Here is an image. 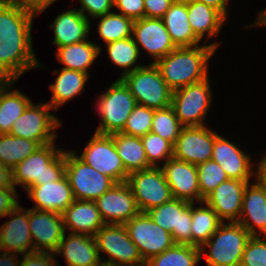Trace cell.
<instances>
[{"mask_svg": "<svg viewBox=\"0 0 266 266\" xmlns=\"http://www.w3.org/2000/svg\"><path fill=\"white\" fill-rule=\"evenodd\" d=\"M36 15L15 0L0 2V73L11 80L43 67L32 47L31 29Z\"/></svg>", "mask_w": 266, "mask_h": 266, "instance_id": "obj_1", "label": "cell"}, {"mask_svg": "<svg viewBox=\"0 0 266 266\" xmlns=\"http://www.w3.org/2000/svg\"><path fill=\"white\" fill-rule=\"evenodd\" d=\"M176 47L172 52L154 63L168 87L175 91L190 84L201 82L209 77L210 58L213 57L219 42Z\"/></svg>", "mask_w": 266, "mask_h": 266, "instance_id": "obj_2", "label": "cell"}, {"mask_svg": "<svg viewBox=\"0 0 266 266\" xmlns=\"http://www.w3.org/2000/svg\"><path fill=\"white\" fill-rule=\"evenodd\" d=\"M55 142L41 145L24 161L11 169L12 183L27 190L32 184L58 181L65 175L66 151Z\"/></svg>", "mask_w": 266, "mask_h": 266, "instance_id": "obj_3", "label": "cell"}, {"mask_svg": "<svg viewBox=\"0 0 266 266\" xmlns=\"http://www.w3.org/2000/svg\"><path fill=\"white\" fill-rule=\"evenodd\" d=\"M250 238V233L238 222H223L200 247V255L206 257V266L240 265L243 251ZM206 247L209 248L208 253L205 251Z\"/></svg>", "mask_w": 266, "mask_h": 266, "instance_id": "obj_4", "label": "cell"}, {"mask_svg": "<svg viewBox=\"0 0 266 266\" xmlns=\"http://www.w3.org/2000/svg\"><path fill=\"white\" fill-rule=\"evenodd\" d=\"M129 88L138 105L163 109L171 105L172 90L162 79L154 63L127 73L120 78Z\"/></svg>", "mask_w": 266, "mask_h": 266, "instance_id": "obj_5", "label": "cell"}, {"mask_svg": "<svg viewBox=\"0 0 266 266\" xmlns=\"http://www.w3.org/2000/svg\"><path fill=\"white\" fill-rule=\"evenodd\" d=\"M96 105L101 122L95 132L111 135L123 130L137 103L129 88L118 78L99 96Z\"/></svg>", "mask_w": 266, "mask_h": 266, "instance_id": "obj_6", "label": "cell"}, {"mask_svg": "<svg viewBox=\"0 0 266 266\" xmlns=\"http://www.w3.org/2000/svg\"><path fill=\"white\" fill-rule=\"evenodd\" d=\"M209 77L172 91L171 106L183 126H204L212 103Z\"/></svg>", "mask_w": 266, "mask_h": 266, "instance_id": "obj_7", "label": "cell"}, {"mask_svg": "<svg viewBox=\"0 0 266 266\" xmlns=\"http://www.w3.org/2000/svg\"><path fill=\"white\" fill-rule=\"evenodd\" d=\"M97 249L108 255L102 263L115 266H145L138 248L130 239L124 225L105 224L94 236Z\"/></svg>", "mask_w": 266, "mask_h": 266, "instance_id": "obj_8", "label": "cell"}, {"mask_svg": "<svg viewBox=\"0 0 266 266\" xmlns=\"http://www.w3.org/2000/svg\"><path fill=\"white\" fill-rule=\"evenodd\" d=\"M65 175L76 200L95 201L116 182L80 160L76 152L66 151Z\"/></svg>", "mask_w": 266, "mask_h": 266, "instance_id": "obj_9", "label": "cell"}, {"mask_svg": "<svg viewBox=\"0 0 266 266\" xmlns=\"http://www.w3.org/2000/svg\"><path fill=\"white\" fill-rule=\"evenodd\" d=\"M48 103H31L13 124L10 135L36 141L40 146L55 142L61 121L50 113Z\"/></svg>", "mask_w": 266, "mask_h": 266, "instance_id": "obj_10", "label": "cell"}, {"mask_svg": "<svg viewBox=\"0 0 266 266\" xmlns=\"http://www.w3.org/2000/svg\"><path fill=\"white\" fill-rule=\"evenodd\" d=\"M140 212L170 201L173 196L160 166L132 172L126 180Z\"/></svg>", "mask_w": 266, "mask_h": 266, "instance_id": "obj_11", "label": "cell"}, {"mask_svg": "<svg viewBox=\"0 0 266 266\" xmlns=\"http://www.w3.org/2000/svg\"><path fill=\"white\" fill-rule=\"evenodd\" d=\"M77 157L96 171L109 176L116 183L125 182L129 173L125 170L111 135L95 132Z\"/></svg>", "mask_w": 266, "mask_h": 266, "instance_id": "obj_12", "label": "cell"}, {"mask_svg": "<svg viewBox=\"0 0 266 266\" xmlns=\"http://www.w3.org/2000/svg\"><path fill=\"white\" fill-rule=\"evenodd\" d=\"M124 227L145 262L175 244L171 233L155 224L145 212H139Z\"/></svg>", "mask_w": 266, "mask_h": 266, "instance_id": "obj_13", "label": "cell"}, {"mask_svg": "<svg viewBox=\"0 0 266 266\" xmlns=\"http://www.w3.org/2000/svg\"><path fill=\"white\" fill-rule=\"evenodd\" d=\"M164 230L171 233L175 244L192 245V203L172 198L146 212Z\"/></svg>", "mask_w": 266, "mask_h": 266, "instance_id": "obj_14", "label": "cell"}, {"mask_svg": "<svg viewBox=\"0 0 266 266\" xmlns=\"http://www.w3.org/2000/svg\"><path fill=\"white\" fill-rule=\"evenodd\" d=\"M219 134L207 126H183L173 145V157L193 165L211 160L215 138Z\"/></svg>", "mask_w": 266, "mask_h": 266, "instance_id": "obj_15", "label": "cell"}, {"mask_svg": "<svg viewBox=\"0 0 266 266\" xmlns=\"http://www.w3.org/2000/svg\"><path fill=\"white\" fill-rule=\"evenodd\" d=\"M95 203L105 224L124 225L140 212L126 181L114 184Z\"/></svg>", "mask_w": 266, "mask_h": 266, "instance_id": "obj_16", "label": "cell"}, {"mask_svg": "<svg viewBox=\"0 0 266 266\" xmlns=\"http://www.w3.org/2000/svg\"><path fill=\"white\" fill-rule=\"evenodd\" d=\"M28 218L34 252L54 254L65 233L62 214L31 208Z\"/></svg>", "mask_w": 266, "mask_h": 266, "instance_id": "obj_17", "label": "cell"}, {"mask_svg": "<svg viewBox=\"0 0 266 266\" xmlns=\"http://www.w3.org/2000/svg\"><path fill=\"white\" fill-rule=\"evenodd\" d=\"M132 37L139 50L144 49L155 59L152 63H156L176 48L161 18L144 17L135 20Z\"/></svg>", "mask_w": 266, "mask_h": 266, "instance_id": "obj_18", "label": "cell"}, {"mask_svg": "<svg viewBox=\"0 0 266 266\" xmlns=\"http://www.w3.org/2000/svg\"><path fill=\"white\" fill-rule=\"evenodd\" d=\"M173 198L201 203L197 166L171 157L161 167Z\"/></svg>", "mask_w": 266, "mask_h": 266, "instance_id": "obj_19", "label": "cell"}, {"mask_svg": "<svg viewBox=\"0 0 266 266\" xmlns=\"http://www.w3.org/2000/svg\"><path fill=\"white\" fill-rule=\"evenodd\" d=\"M248 182L250 181L228 179L210 192L203 202L208 204L217 213L222 222H238L244 191Z\"/></svg>", "mask_w": 266, "mask_h": 266, "instance_id": "obj_20", "label": "cell"}, {"mask_svg": "<svg viewBox=\"0 0 266 266\" xmlns=\"http://www.w3.org/2000/svg\"><path fill=\"white\" fill-rule=\"evenodd\" d=\"M27 191L29 199L35 202L36 210L62 214L75 200L66 175L54 182L32 184Z\"/></svg>", "mask_w": 266, "mask_h": 266, "instance_id": "obj_21", "label": "cell"}, {"mask_svg": "<svg viewBox=\"0 0 266 266\" xmlns=\"http://www.w3.org/2000/svg\"><path fill=\"white\" fill-rule=\"evenodd\" d=\"M9 215L11 220L0 226V250L22 255L34 253L28 209L18 204Z\"/></svg>", "mask_w": 266, "mask_h": 266, "instance_id": "obj_22", "label": "cell"}, {"mask_svg": "<svg viewBox=\"0 0 266 266\" xmlns=\"http://www.w3.org/2000/svg\"><path fill=\"white\" fill-rule=\"evenodd\" d=\"M211 159L222 167L229 179L250 181L251 177L255 178L250 155L221 135L215 138Z\"/></svg>", "mask_w": 266, "mask_h": 266, "instance_id": "obj_23", "label": "cell"}, {"mask_svg": "<svg viewBox=\"0 0 266 266\" xmlns=\"http://www.w3.org/2000/svg\"><path fill=\"white\" fill-rule=\"evenodd\" d=\"M250 184L248 182L244 191L238 223L251 236H260L259 234L262 233L261 235L266 237V191L257 179Z\"/></svg>", "mask_w": 266, "mask_h": 266, "instance_id": "obj_24", "label": "cell"}, {"mask_svg": "<svg viewBox=\"0 0 266 266\" xmlns=\"http://www.w3.org/2000/svg\"><path fill=\"white\" fill-rule=\"evenodd\" d=\"M64 233L55 255H61L67 266H98L102 263L96 240L93 236L79 233Z\"/></svg>", "mask_w": 266, "mask_h": 266, "instance_id": "obj_25", "label": "cell"}, {"mask_svg": "<svg viewBox=\"0 0 266 266\" xmlns=\"http://www.w3.org/2000/svg\"><path fill=\"white\" fill-rule=\"evenodd\" d=\"M62 219L65 232L68 228L70 233L86 234L93 237L105 225L95 201L92 200L75 199L62 213Z\"/></svg>", "mask_w": 266, "mask_h": 266, "instance_id": "obj_26", "label": "cell"}, {"mask_svg": "<svg viewBox=\"0 0 266 266\" xmlns=\"http://www.w3.org/2000/svg\"><path fill=\"white\" fill-rule=\"evenodd\" d=\"M90 20L77 9L58 15L50 25L53 29V44L57 48L87 40L91 30Z\"/></svg>", "mask_w": 266, "mask_h": 266, "instance_id": "obj_27", "label": "cell"}, {"mask_svg": "<svg viewBox=\"0 0 266 266\" xmlns=\"http://www.w3.org/2000/svg\"><path fill=\"white\" fill-rule=\"evenodd\" d=\"M176 47L200 45L188 20L187 2H173L161 18Z\"/></svg>", "mask_w": 266, "mask_h": 266, "instance_id": "obj_28", "label": "cell"}, {"mask_svg": "<svg viewBox=\"0 0 266 266\" xmlns=\"http://www.w3.org/2000/svg\"><path fill=\"white\" fill-rule=\"evenodd\" d=\"M188 20L194 34L202 40L205 33L207 39L220 32L226 19L219 11L203 2L193 0L187 2Z\"/></svg>", "mask_w": 266, "mask_h": 266, "instance_id": "obj_29", "label": "cell"}, {"mask_svg": "<svg viewBox=\"0 0 266 266\" xmlns=\"http://www.w3.org/2000/svg\"><path fill=\"white\" fill-rule=\"evenodd\" d=\"M53 73L58 76L55 83L49 86L52 98L48 104L56 111L61 105L82 93L90 74L65 68Z\"/></svg>", "mask_w": 266, "mask_h": 266, "instance_id": "obj_30", "label": "cell"}, {"mask_svg": "<svg viewBox=\"0 0 266 266\" xmlns=\"http://www.w3.org/2000/svg\"><path fill=\"white\" fill-rule=\"evenodd\" d=\"M101 52V46L88 39L79 43L57 48L56 59L65 69L76 70L89 74V67Z\"/></svg>", "mask_w": 266, "mask_h": 266, "instance_id": "obj_31", "label": "cell"}, {"mask_svg": "<svg viewBox=\"0 0 266 266\" xmlns=\"http://www.w3.org/2000/svg\"><path fill=\"white\" fill-rule=\"evenodd\" d=\"M115 148L125 170L130 174L135 171L152 167L148 161L141 138L119 133L111 134Z\"/></svg>", "mask_w": 266, "mask_h": 266, "instance_id": "obj_32", "label": "cell"}, {"mask_svg": "<svg viewBox=\"0 0 266 266\" xmlns=\"http://www.w3.org/2000/svg\"><path fill=\"white\" fill-rule=\"evenodd\" d=\"M15 80L10 81L0 92V135L9 134L15 121L32 101L19 90H10Z\"/></svg>", "mask_w": 266, "mask_h": 266, "instance_id": "obj_33", "label": "cell"}, {"mask_svg": "<svg viewBox=\"0 0 266 266\" xmlns=\"http://www.w3.org/2000/svg\"><path fill=\"white\" fill-rule=\"evenodd\" d=\"M192 203V245L201 247L223 223L217 213L205 202L204 206L194 207Z\"/></svg>", "mask_w": 266, "mask_h": 266, "instance_id": "obj_34", "label": "cell"}, {"mask_svg": "<svg viewBox=\"0 0 266 266\" xmlns=\"http://www.w3.org/2000/svg\"><path fill=\"white\" fill-rule=\"evenodd\" d=\"M39 147L36 141L2 134L0 135V164L13 169Z\"/></svg>", "mask_w": 266, "mask_h": 266, "instance_id": "obj_35", "label": "cell"}, {"mask_svg": "<svg viewBox=\"0 0 266 266\" xmlns=\"http://www.w3.org/2000/svg\"><path fill=\"white\" fill-rule=\"evenodd\" d=\"M200 247L174 244L159 255L151 257L145 266H196L201 260Z\"/></svg>", "mask_w": 266, "mask_h": 266, "instance_id": "obj_36", "label": "cell"}, {"mask_svg": "<svg viewBox=\"0 0 266 266\" xmlns=\"http://www.w3.org/2000/svg\"><path fill=\"white\" fill-rule=\"evenodd\" d=\"M108 57L111 62L117 65L119 68L125 69L120 78L134 70L142 67L141 64H135L139 60L140 50L135 44L133 37L113 41L106 44ZM135 65V66H134ZM129 68V69H127Z\"/></svg>", "mask_w": 266, "mask_h": 266, "instance_id": "obj_37", "label": "cell"}, {"mask_svg": "<svg viewBox=\"0 0 266 266\" xmlns=\"http://www.w3.org/2000/svg\"><path fill=\"white\" fill-rule=\"evenodd\" d=\"M99 37L107 44L132 37L134 21L114 11L97 17Z\"/></svg>", "mask_w": 266, "mask_h": 266, "instance_id": "obj_38", "label": "cell"}, {"mask_svg": "<svg viewBox=\"0 0 266 266\" xmlns=\"http://www.w3.org/2000/svg\"><path fill=\"white\" fill-rule=\"evenodd\" d=\"M182 128L183 125L178 120L171 105L163 109H154L150 132L158 134L174 145Z\"/></svg>", "mask_w": 266, "mask_h": 266, "instance_id": "obj_39", "label": "cell"}, {"mask_svg": "<svg viewBox=\"0 0 266 266\" xmlns=\"http://www.w3.org/2000/svg\"><path fill=\"white\" fill-rule=\"evenodd\" d=\"M197 170L201 202L220 183L229 179L222 167L212 159L197 165Z\"/></svg>", "mask_w": 266, "mask_h": 266, "instance_id": "obj_40", "label": "cell"}, {"mask_svg": "<svg viewBox=\"0 0 266 266\" xmlns=\"http://www.w3.org/2000/svg\"><path fill=\"white\" fill-rule=\"evenodd\" d=\"M140 138L146 152L147 161L152 167L159 166L157 162L161 159L166 162L173 157V144L158 134L149 132Z\"/></svg>", "mask_w": 266, "mask_h": 266, "instance_id": "obj_41", "label": "cell"}, {"mask_svg": "<svg viewBox=\"0 0 266 266\" xmlns=\"http://www.w3.org/2000/svg\"><path fill=\"white\" fill-rule=\"evenodd\" d=\"M154 109L136 105L121 133L142 137L151 131Z\"/></svg>", "mask_w": 266, "mask_h": 266, "instance_id": "obj_42", "label": "cell"}, {"mask_svg": "<svg viewBox=\"0 0 266 266\" xmlns=\"http://www.w3.org/2000/svg\"><path fill=\"white\" fill-rule=\"evenodd\" d=\"M241 265L266 266V240L260 236H251L243 251Z\"/></svg>", "mask_w": 266, "mask_h": 266, "instance_id": "obj_43", "label": "cell"}, {"mask_svg": "<svg viewBox=\"0 0 266 266\" xmlns=\"http://www.w3.org/2000/svg\"><path fill=\"white\" fill-rule=\"evenodd\" d=\"M81 7L77 9L87 19L90 20V16L96 19L99 16H103L112 12L114 7V0H79ZM89 16H88V15ZM89 17V18H88Z\"/></svg>", "mask_w": 266, "mask_h": 266, "instance_id": "obj_44", "label": "cell"}, {"mask_svg": "<svg viewBox=\"0 0 266 266\" xmlns=\"http://www.w3.org/2000/svg\"><path fill=\"white\" fill-rule=\"evenodd\" d=\"M114 8L133 21L145 17L144 0H114Z\"/></svg>", "mask_w": 266, "mask_h": 266, "instance_id": "obj_45", "label": "cell"}, {"mask_svg": "<svg viewBox=\"0 0 266 266\" xmlns=\"http://www.w3.org/2000/svg\"><path fill=\"white\" fill-rule=\"evenodd\" d=\"M22 256L19 266H59L53 253L34 252Z\"/></svg>", "mask_w": 266, "mask_h": 266, "instance_id": "obj_46", "label": "cell"}, {"mask_svg": "<svg viewBox=\"0 0 266 266\" xmlns=\"http://www.w3.org/2000/svg\"><path fill=\"white\" fill-rule=\"evenodd\" d=\"M16 188L0 189V218L8 214L19 204L17 201L18 193Z\"/></svg>", "mask_w": 266, "mask_h": 266, "instance_id": "obj_47", "label": "cell"}, {"mask_svg": "<svg viewBox=\"0 0 266 266\" xmlns=\"http://www.w3.org/2000/svg\"><path fill=\"white\" fill-rule=\"evenodd\" d=\"M173 0H144L145 17L162 18Z\"/></svg>", "mask_w": 266, "mask_h": 266, "instance_id": "obj_48", "label": "cell"}, {"mask_svg": "<svg viewBox=\"0 0 266 266\" xmlns=\"http://www.w3.org/2000/svg\"><path fill=\"white\" fill-rule=\"evenodd\" d=\"M15 1L20 3L22 6H24L28 10L36 14H41L56 0H15Z\"/></svg>", "mask_w": 266, "mask_h": 266, "instance_id": "obj_49", "label": "cell"}, {"mask_svg": "<svg viewBox=\"0 0 266 266\" xmlns=\"http://www.w3.org/2000/svg\"><path fill=\"white\" fill-rule=\"evenodd\" d=\"M2 188H16L12 183L11 169L0 164V189Z\"/></svg>", "mask_w": 266, "mask_h": 266, "instance_id": "obj_50", "label": "cell"}, {"mask_svg": "<svg viewBox=\"0 0 266 266\" xmlns=\"http://www.w3.org/2000/svg\"><path fill=\"white\" fill-rule=\"evenodd\" d=\"M198 1L203 2L207 6H210L215 10L219 11L227 19L228 17L227 3L229 0H198Z\"/></svg>", "mask_w": 266, "mask_h": 266, "instance_id": "obj_51", "label": "cell"}, {"mask_svg": "<svg viewBox=\"0 0 266 266\" xmlns=\"http://www.w3.org/2000/svg\"><path fill=\"white\" fill-rule=\"evenodd\" d=\"M255 170V179L258 180L266 191V154L261 158Z\"/></svg>", "mask_w": 266, "mask_h": 266, "instance_id": "obj_52", "label": "cell"}, {"mask_svg": "<svg viewBox=\"0 0 266 266\" xmlns=\"http://www.w3.org/2000/svg\"><path fill=\"white\" fill-rule=\"evenodd\" d=\"M16 254L17 253L6 252V251H3V254H1L0 252V266H19L20 259L18 258L17 261Z\"/></svg>", "mask_w": 266, "mask_h": 266, "instance_id": "obj_53", "label": "cell"}, {"mask_svg": "<svg viewBox=\"0 0 266 266\" xmlns=\"http://www.w3.org/2000/svg\"><path fill=\"white\" fill-rule=\"evenodd\" d=\"M249 26H265L266 27V9L260 10L258 18L254 21V24Z\"/></svg>", "mask_w": 266, "mask_h": 266, "instance_id": "obj_54", "label": "cell"}, {"mask_svg": "<svg viewBox=\"0 0 266 266\" xmlns=\"http://www.w3.org/2000/svg\"><path fill=\"white\" fill-rule=\"evenodd\" d=\"M12 81L10 78H8L6 75L0 73V92L3 90V88Z\"/></svg>", "mask_w": 266, "mask_h": 266, "instance_id": "obj_55", "label": "cell"}, {"mask_svg": "<svg viewBox=\"0 0 266 266\" xmlns=\"http://www.w3.org/2000/svg\"><path fill=\"white\" fill-rule=\"evenodd\" d=\"M175 2H189V1H193V0H173Z\"/></svg>", "mask_w": 266, "mask_h": 266, "instance_id": "obj_56", "label": "cell"}, {"mask_svg": "<svg viewBox=\"0 0 266 266\" xmlns=\"http://www.w3.org/2000/svg\"><path fill=\"white\" fill-rule=\"evenodd\" d=\"M98 266H115V265H111V264H106V263H101L100 265Z\"/></svg>", "mask_w": 266, "mask_h": 266, "instance_id": "obj_57", "label": "cell"}]
</instances>
